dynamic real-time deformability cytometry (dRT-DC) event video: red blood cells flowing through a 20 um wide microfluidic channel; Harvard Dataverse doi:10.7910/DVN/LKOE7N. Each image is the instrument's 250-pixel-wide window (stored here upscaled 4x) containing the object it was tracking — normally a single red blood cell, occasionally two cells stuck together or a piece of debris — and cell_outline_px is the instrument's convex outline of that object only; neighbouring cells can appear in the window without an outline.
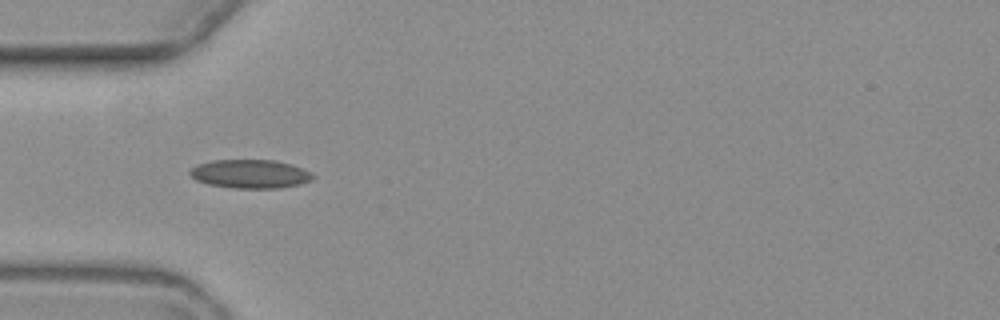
{"species": "common noctule bat (a hibernating species)", "species_latin": "Nyctalus noctula", "temperature_condition": "warm", "stored_images_in_passage": 3, "camera_frame_rate_fps": 3000, "um_per_image_px": 0.085, "animal": {"sex": "female", "body_mass_g": 19.3, "forearm_length_mm": 54.1}, "frame": {"image": 1, "passage_image": 2, "time_ms": 1.0, "image_size_px": [1000, 320], "cell_outline_px": [[316, 176], [312, 180], [300, 184], [280, 188], [232, 188], [208, 184], [196, 180], [188, 172], [196, 164], [212, 160], [276, 160], [292, 164], [312, 172]], "centroid_in_image_um": [21.29, 14.78], "position_along_channel_um": 63.7, "area_um2": 20.75}}
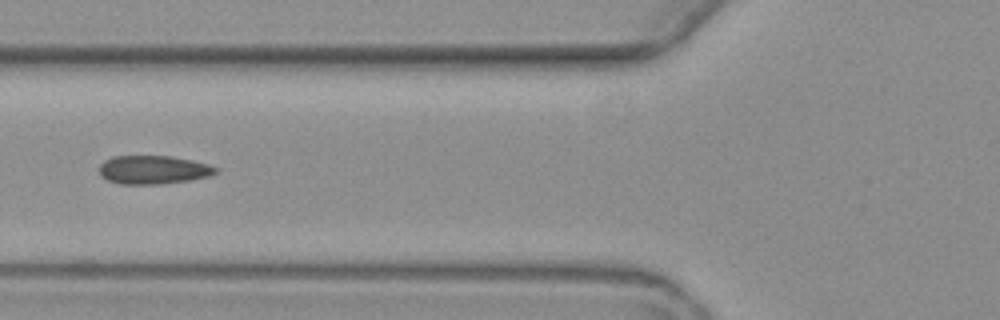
{"frame": {"image": 2, "passage_image": 3, "time_ms": 2.333, "image_size_px": [1000, 320], "cell_outline_px": [[220, 172], [212, 176], [188, 180], [160, 184], [120, 184], [108, 180], [100, 176], [100, 164], [104, 160], [112, 156], [168, 156], [192, 160], [208, 164], [220, 168]], "centroid_in_image_um": [13.07, 14.43], "position_along_channel_um": 112.7, "area_um2": 19.54}}